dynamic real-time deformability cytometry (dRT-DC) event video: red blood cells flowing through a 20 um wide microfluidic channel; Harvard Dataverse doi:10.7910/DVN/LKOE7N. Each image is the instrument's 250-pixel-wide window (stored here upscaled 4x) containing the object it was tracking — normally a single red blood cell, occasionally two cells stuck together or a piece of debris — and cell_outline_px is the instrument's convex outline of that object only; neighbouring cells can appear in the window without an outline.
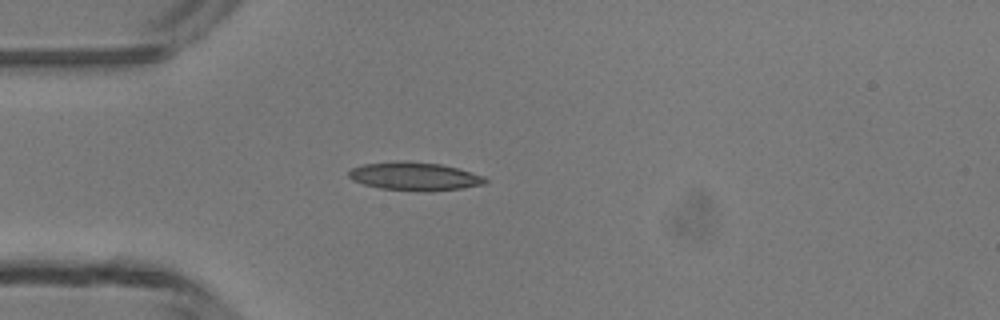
{"species": "common noctule bat (a hibernating species)", "species_latin": "Nyctalus noctula", "temperature_condition": "room temperature", "stored_images_in_passage": 3, "camera_frame_rate_fps": 3000, "um_per_image_px": 0.085, "animal": {"sex": "male", "body_mass_g": 13.3}, "frame": {"image": 1, "passage_image": 3, "time_ms": 3.333, "image_size_px": [1000, 320], "cell_outline_px": [[488, 180], [484, 184], [464, 188], [432, 192], [380, 188], [364, 184], [352, 180], [348, 176], [348, 172], [352, 168], [364, 164], [396, 160], [440, 164], [456, 168], [484, 176]], "centroid_in_image_um": [35.24, 14.99], "position_along_channel_um": 49.8, "area_um2": 22.48}}